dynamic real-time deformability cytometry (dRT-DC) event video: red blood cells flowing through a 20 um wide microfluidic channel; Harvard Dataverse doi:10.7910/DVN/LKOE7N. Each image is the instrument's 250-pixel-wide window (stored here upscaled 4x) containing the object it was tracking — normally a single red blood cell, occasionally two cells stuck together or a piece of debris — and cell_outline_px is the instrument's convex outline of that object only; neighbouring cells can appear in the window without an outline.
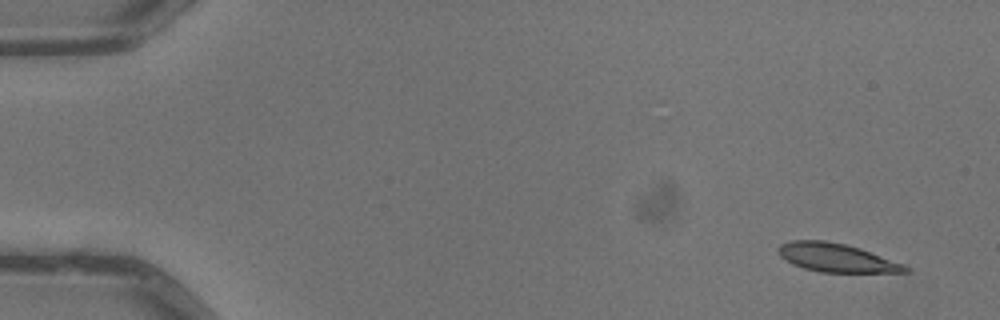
{"species": "common noctule bat (a hibernating species)", "species_latin": "Nyctalus noctula", "temperature_condition": "warm", "stored_images_in_passage": 4, "camera_frame_rate_fps": 3000, "um_per_image_px": 0.085, "animal": {"sex": "male", "body_mass_g": 13.3}, "frame": {"image": 1, "passage_image": 1, "time_ms": 0.0, "image_size_px": [1000, 320], "cell_outline_px": [[908, 272], [820, 272], [804, 268], [792, 264], [780, 256], [776, 252], [776, 248], [780, 244], [788, 240], [824, 240], [844, 244], [860, 248], [904, 264], [908, 268]], "centroid_in_image_um": [71.02, 21.89], "position_along_channel_um": 14.0, "area_um2": 21.1}}
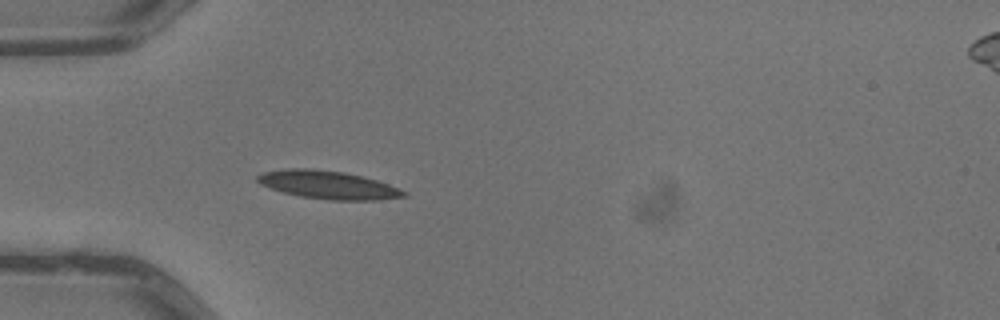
{"frame": {"image": 2, "passage_image": 4, "time_ms": 1.0, "image_size_px": [1000, 320], "cell_outline_px": [[408, 196], [380, 200], [328, 200], [300, 196], [284, 192], [260, 184], [256, 180], [256, 176], [264, 172], [284, 168], [312, 168], [344, 172], [376, 180], [388, 184], [408, 192]], "centroid_in_image_um": [27.9, 15.71], "position_along_channel_um": 57.1, "area_um2": 23.99}}